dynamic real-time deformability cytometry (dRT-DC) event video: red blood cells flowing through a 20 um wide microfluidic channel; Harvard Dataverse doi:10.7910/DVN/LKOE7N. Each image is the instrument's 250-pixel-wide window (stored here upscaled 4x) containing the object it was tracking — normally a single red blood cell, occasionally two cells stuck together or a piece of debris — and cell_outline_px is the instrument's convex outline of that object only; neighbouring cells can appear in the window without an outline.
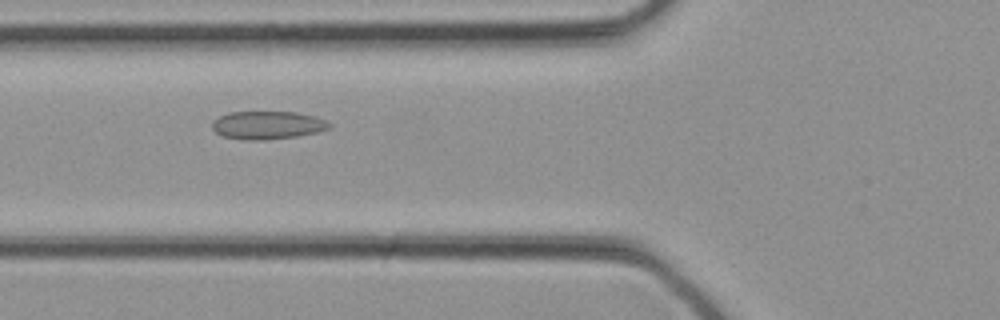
{"species": "common noctule bat (a hibernating species)", "species_latin": "Nyctalus noctula", "temperature_condition": "cold", "stored_images_in_passage": 32, "camera_frame_rate_fps": 3000, "um_per_image_px": 0.085, "animal": {"sex": "female", "body_mass_g": 21.9}, "frame": {"image": 1, "passage_image": 12, "time_ms": 3.667, "image_size_px": [1000, 320], "cell_outline_px": [[332, 128], [316, 132], [296, 136], [264, 140], [244, 140], [224, 136], [216, 132], [212, 128], [212, 120], [228, 112], [296, 112], [316, 116], [328, 120], [332, 124]], "centroid_in_image_um": [22.77, 10.63], "position_along_channel_um": 103.0, "area_um2": 19.31}}
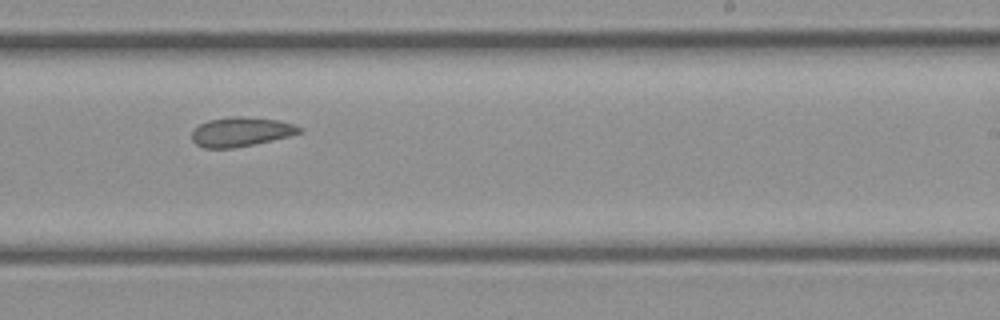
{"frame": {"image": 2, "passage_image": 20, "time_ms": 6.333, "image_size_px": [1000, 320], "cell_outline_px": [[304, 132], [256, 144], [232, 148], [204, 148], [196, 144], [192, 140], [192, 132], [200, 124], [208, 120], [232, 116], [240, 116], [280, 120], [304, 128]], "centroid_in_image_um": [20.51, 11.2], "position_along_channel_um": 268.5, "area_um2": 18.44}}
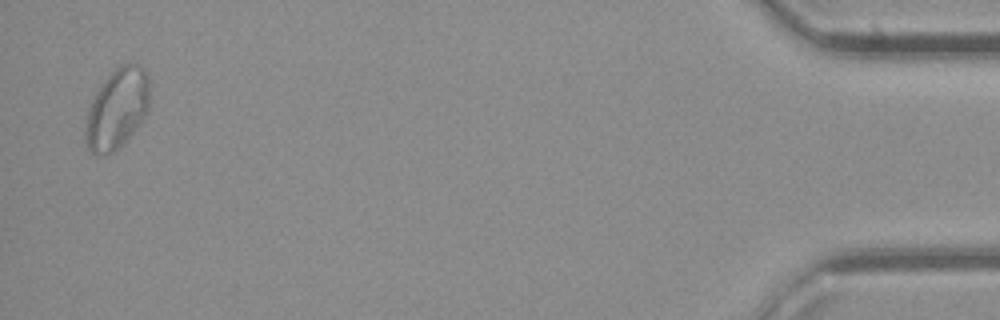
{"frame": {"image": 3, "passage_image": 32, "time_ms": 10.333, "image_size_px": [1000, 320], "cell_outline_px": [[148, 108], [144, 116], [136, 128], [124, 144], [112, 152], [104, 156], [96, 156], [88, 148], [84, 136], [84, 120], [92, 100], [96, 92], [104, 80], [120, 64], [132, 60], [140, 64], [144, 68], [148, 76]], "centroid_in_image_um": [9.93, 9.24], "position_along_channel_um": 425.3, "area_um2": 30.35}}